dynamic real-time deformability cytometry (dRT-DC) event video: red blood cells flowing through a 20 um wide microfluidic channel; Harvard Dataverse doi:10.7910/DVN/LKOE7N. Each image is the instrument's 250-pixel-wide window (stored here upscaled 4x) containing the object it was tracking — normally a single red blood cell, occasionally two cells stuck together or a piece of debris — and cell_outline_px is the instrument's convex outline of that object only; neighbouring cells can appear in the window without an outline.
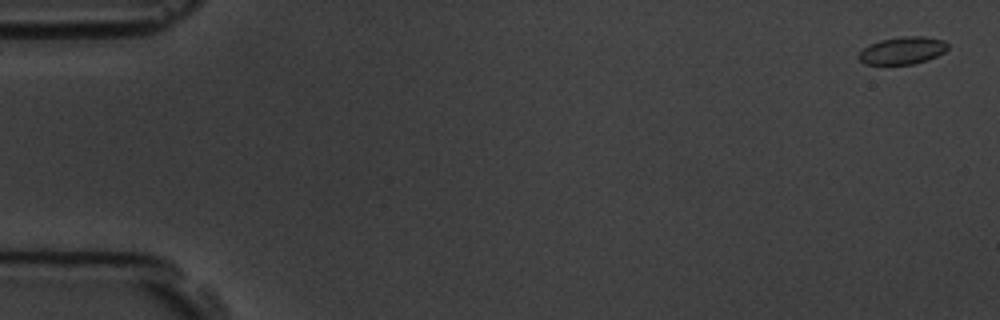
{"species": "common noctule bat (a hibernating species)", "species_latin": "Nyctalus noctula", "temperature_condition": "room temperature", "stored_images_in_passage": 7, "camera_frame_rate_fps": 3000, "um_per_image_px": 0.085, "animal": {"sex": "male", "body_mass_g": 19.5, "forearm_length_mm": 54.6}, "frame": {"image": 1, "passage_image": 1, "time_ms": 0.0, "image_size_px": [1000, 320], "cell_outline_px": [[948, 48], [944, 52], [928, 60], [912, 64], [864, 64], [856, 56], [868, 44], [880, 40], [904, 36], [924, 36], [944, 40], [948, 44]], "centroid_in_image_um": [76.71, 4.29], "position_along_channel_um": 8.3, "area_um2": 14.28}}
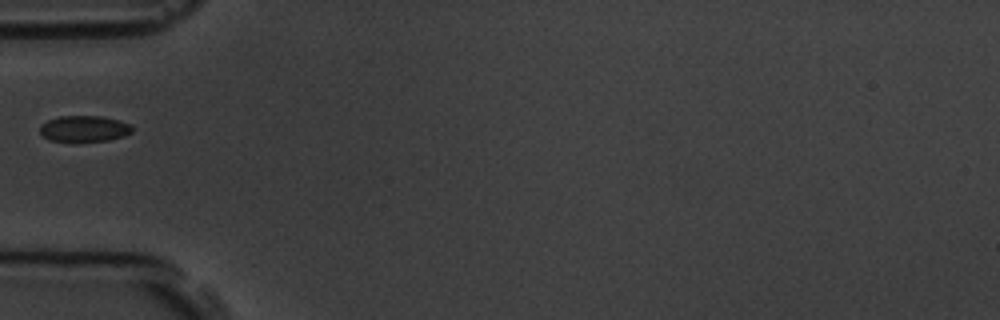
{"frame": {"image": 2, "passage_image": 5, "time_ms": 5.667, "image_size_px": [1000, 320], "cell_outline_px": [[132, 132], [124, 136], [108, 140], [48, 140], [40, 132], [40, 124], [48, 120], [60, 116], [100, 116], [120, 120], [132, 124]], "centroid_in_image_um": [7.18, 10.91], "position_along_channel_um": 77.8, "area_um2": 13.81}}
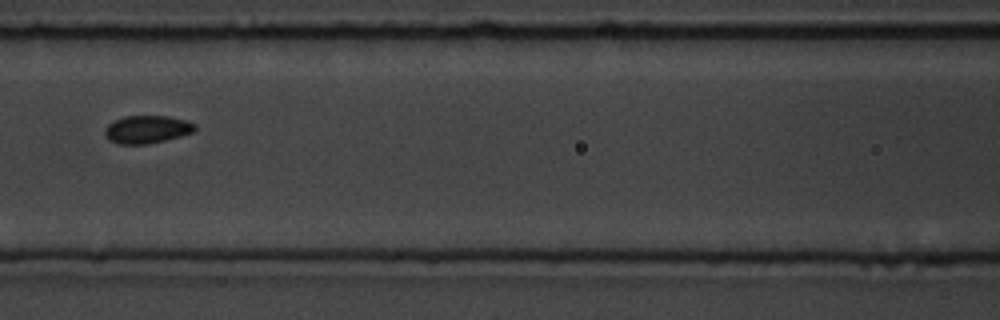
{"frame": {"image": 3, "passage_image": 7, "time_ms": 7.667, "image_size_px": [1000, 320], "cell_outline_px": [[196, 128], [192, 132], [180, 136], [148, 144], [116, 144], [108, 140], [104, 132], [104, 128], [112, 120], [124, 116], [168, 116], [184, 120], [196, 124]], "centroid_in_image_um": [12.43, 11.0], "position_along_channel_um": 154.2, "area_um2": 14.68}}